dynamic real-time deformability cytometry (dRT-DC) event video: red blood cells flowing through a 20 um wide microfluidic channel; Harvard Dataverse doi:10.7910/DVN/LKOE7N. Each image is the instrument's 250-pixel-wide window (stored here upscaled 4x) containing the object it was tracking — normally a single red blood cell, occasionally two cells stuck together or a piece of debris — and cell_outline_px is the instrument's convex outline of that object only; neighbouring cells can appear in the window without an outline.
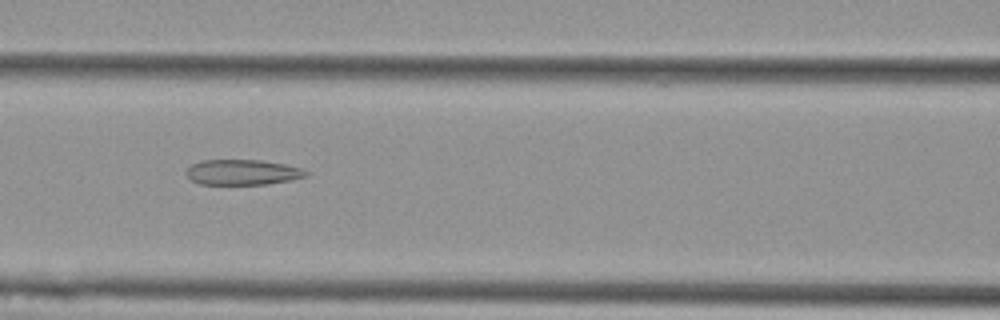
{"species": "Egyptian fruit bat (a non-hibernating species)", "species_latin": "Rousettus aegyptiacus", "temperature_condition": "cold", "stored_images_in_passage": 50, "camera_frame_rate_fps": 3000, "um_per_image_px": 0.085, "animal": {"sex": "female"}, "frame": {"image": 1, "passage_image": 20, "time_ms": 6.333, "image_size_px": [1000, 320], "cell_outline_px": [[308, 176], [268, 184], [200, 184], [192, 180], [184, 172], [192, 164], [200, 160], [260, 160], [284, 164], [300, 168], [308, 172]], "centroid_in_image_um": [20.59, 14.63], "position_along_channel_um": 146.0, "area_um2": 17.57}}
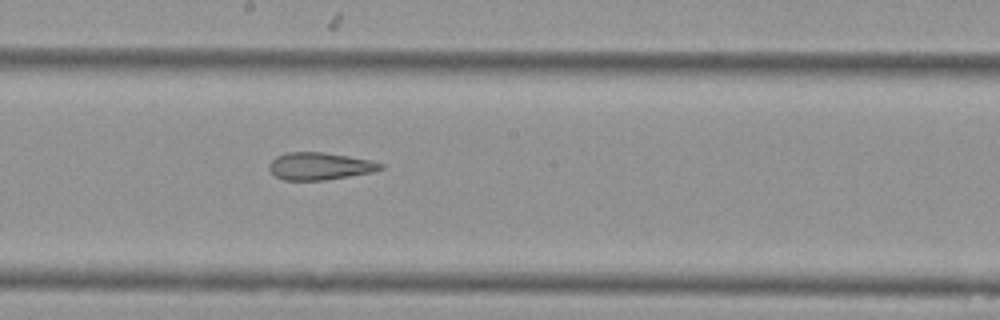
{"frame": {"image": 2, "passage_image": 26, "time_ms": 8.333, "image_size_px": [1000, 320], "cell_outline_px": [[384, 168], [372, 172], [324, 180], [284, 180], [276, 176], [268, 168], [268, 164], [276, 156], [288, 152], [324, 152], [372, 160], [384, 164]], "centroid_in_image_um": [27.18, 14.11], "position_along_channel_um": 221.0, "area_um2": 17.74}}
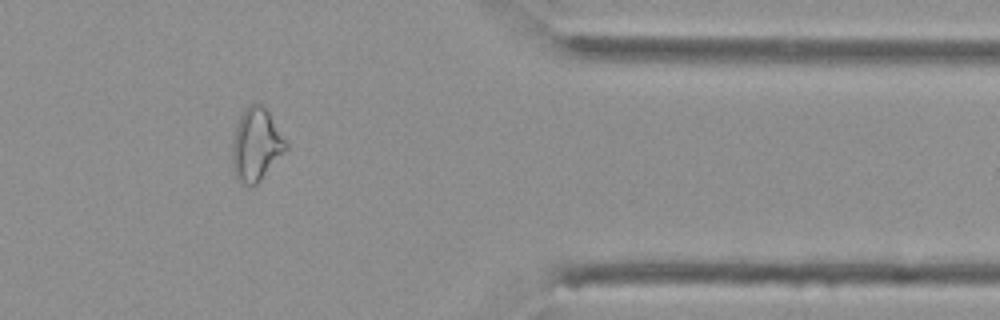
{"frame": {"image": 3, "passage_image": 41, "time_ms": 13.333, "image_size_px": [1000, 320], "cell_outline_px": [[288, 148], [260, 180], [252, 188], [244, 184], [236, 176], [232, 164], [232, 144], [236, 128], [240, 116], [244, 108], [252, 100], [260, 104], [268, 112], [288, 144]], "centroid_in_image_um": [21.76, 12.28], "position_along_channel_um": 389.6, "area_um2": 22.54}, "authors_computed_cell_mechanics": {"area_um2": 22.0796, "velocity_mm_per_s": 3.7637, "shape_relaxation_time_tau1_ms": null, "shape_relaxation_time_tau2_ms": 2.559, "deformation_change_tau1": null, "deformation_change_tau2": 0.1167}}